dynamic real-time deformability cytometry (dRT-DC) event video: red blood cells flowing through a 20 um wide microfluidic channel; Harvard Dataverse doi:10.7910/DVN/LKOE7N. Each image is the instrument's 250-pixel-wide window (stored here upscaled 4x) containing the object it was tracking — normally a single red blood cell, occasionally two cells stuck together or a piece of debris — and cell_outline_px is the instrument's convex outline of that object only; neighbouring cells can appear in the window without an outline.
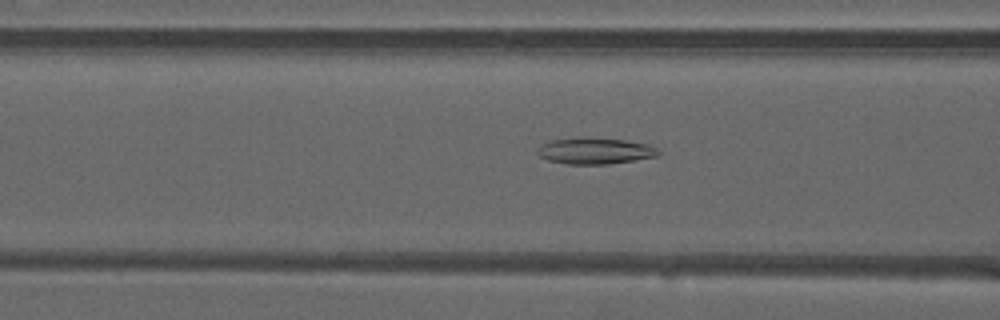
{"species": "common noctule bat (a hibernating species)", "species_latin": "Nyctalus noctula", "temperature_condition": "warm", "stored_images_in_passage": 46, "camera_frame_rate_fps": 3000, "um_per_image_px": 0.085, "animal": {"sex": "male", "forearm_length_mm": 52.5}, "frame": {"image": 1, "passage_image": 16, "time_ms": 5.0, "image_size_px": [1000, 320], "cell_outline_px": [[660, 152], [656, 156], [608, 164], [568, 164], [548, 160], [540, 156], [536, 152], [536, 148], [552, 140], [580, 136], [584, 136], [624, 140], [648, 144], [656, 148]], "centroid_in_image_um": [50.53, 12.81], "position_along_channel_um": 116.1, "area_um2": 18.55}}
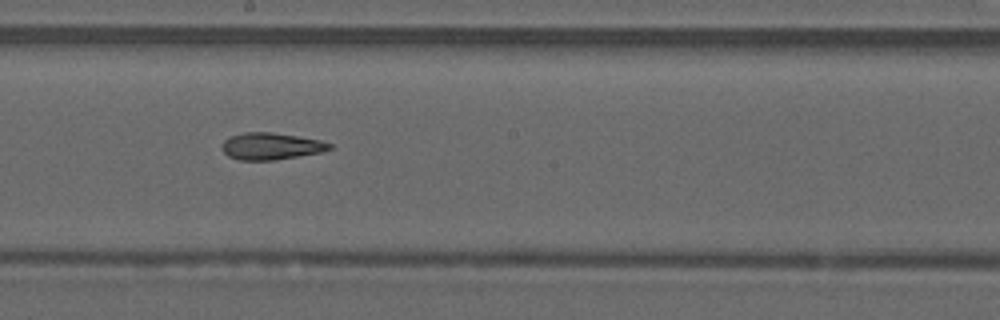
{"frame": {"image": 2, "passage_image": 24, "time_ms": 7.667, "image_size_px": [1000, 320], "cell_outline_px": [[332, 148], [324, 152], [276, 160], [240, 160], [228, 156], [224, 152], [224, 140], [232, 136], [244, 132], [272, 132], [320, 140], [332, 144]], "centroid_in_image_um": [23.09, 12.43], "position_along_channel_um": 225.1, "area_um2": 16.76}}
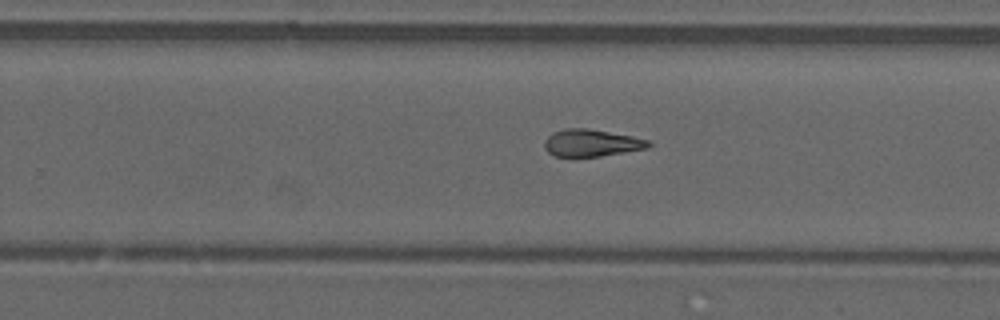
{"frame": {"image": 3, "passage_image": 28, "time_ms": 9.0, "image_size_px": [1000, 320], "cell_outline_px": [[652, 144], [648, 148], [600, 156], [572, 160], [552, 156], [544, 148], [544, 140], [552, 132], [564, 128], [588, 128], [632, 136], [648, 140]], "centroid_in_image_um": [50.18, 12.19], "position_along_channel_um": 279.6, "area_um2": 17.17}, "authors_computed_cell_mechanics": {"area_um2": 17.4556, "velocity_mm_per_s": 4.0909, "shape_relaxation_time_tau1_ms": null, "shape_relaxation_time_tau2_ms": 3.3075, "deformation_change_tau1": null, "deformation_change_tau2": 0.1226}}